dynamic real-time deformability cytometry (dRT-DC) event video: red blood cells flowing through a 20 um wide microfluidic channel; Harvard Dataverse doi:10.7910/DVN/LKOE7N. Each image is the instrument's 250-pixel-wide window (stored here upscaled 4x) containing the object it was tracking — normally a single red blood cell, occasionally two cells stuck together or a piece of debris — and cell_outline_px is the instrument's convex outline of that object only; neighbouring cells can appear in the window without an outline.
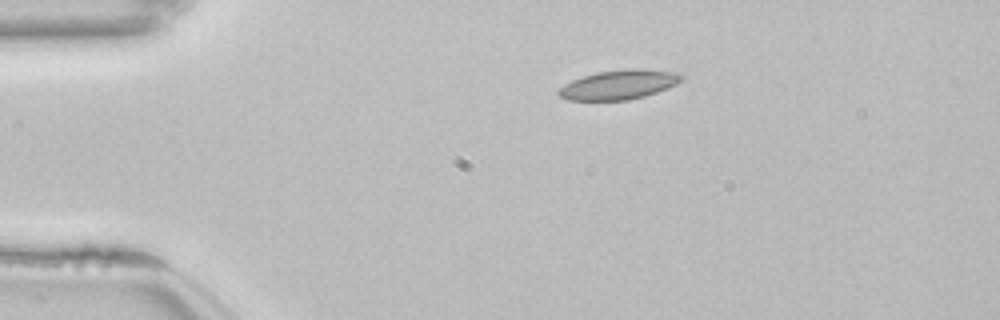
{"species": "common noctule bat (a hibernating species)", "species_latin": "Nyctalus noctula", "temperature_condition": "room temperature", "stored_images_in_passage": 44, "camera_frame_rate_fps": 3000, "um_per_image_px": 0.085, "animal": {"sex": "female", "body_mass_g": 22.7, "forearm_length_mm": 54.2}, "frame": {"image": 1, "passage_image": 1, "time_ms": 0.0, "image_size_px": [1000, 320], "cell_outline_px": [[684, 76], [676, 84], [668, 88], [644, 96], [628, 100], [568, 100], [560, 96], [556, 92], [564, 84], [572, 80], [596, 72], [632, 68], [636, 68], [680, 72]], "centroid_in_image_um": [52.62, 7.19], "position_along_channel_um": 32.4, "area_um2": 21.04}}
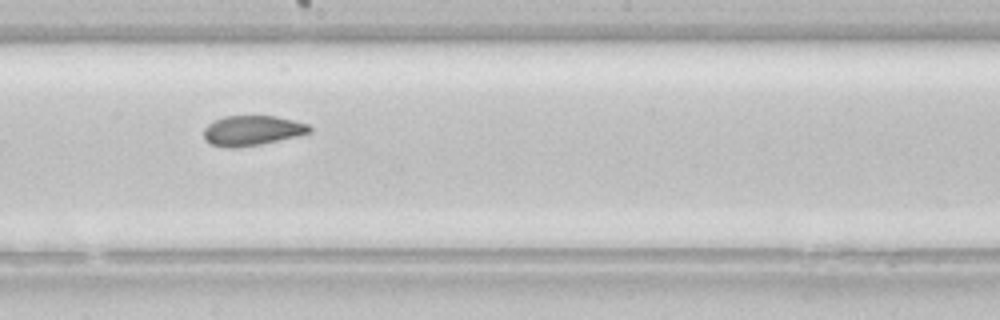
{"frame": {"image": 2, "passage_image": 20, "time_ms": 6.333, "image_size_px": [1000, 320], "cell_outline_px": [[312, 132], [296, 136], [260, 144], [236, 148], [228, 148], [212, 144], [204, 140], [204, 128], [208, 124], [224, 116], [276, 116], [308, 124], [312, 128]], "centroid_in_image_um": [21.42, 11.1], "position_along_channel_um": 226.8, "area_um2": 18.38}}
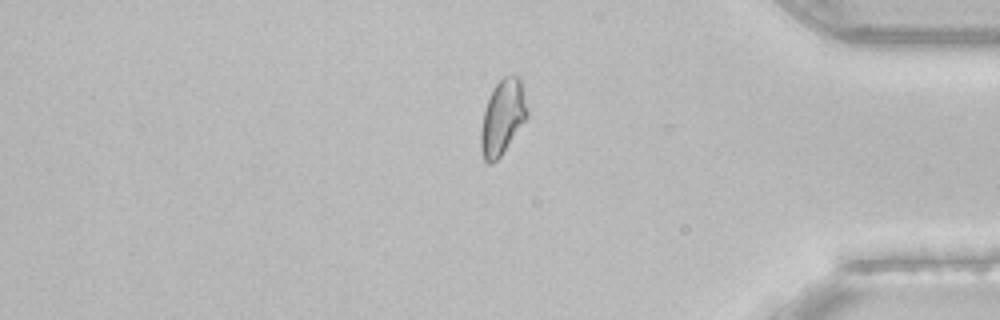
{"frame": {"image": 3, "passage_image": 35, "time_ms": 11.333, "image_size_px": [1000, 320], "cell_outline_px": [[528, 116], [500, 156], [492, 164], [488, 164], [484, 160], [480, 148], [480, 132], [484, 108], [488, 96], [492, 88], [504, 76], [520, 76], [528, 112]], "centroid_in_image_um": [42.69, 9.95], "position_along_channel_um": 392.5, "area_um2": 20.23}, "authors_computed_cell_mechanics": {"area_um2": 20.1144, "velocity_mm_per_s": 3.836, "shape_relaxation_time_tau1_ms": null, "shape_relaxation_time_tau2_ms": 1.5562, "deformation_change_tau1": null, "deformation_change_tau2": 0.0553}}